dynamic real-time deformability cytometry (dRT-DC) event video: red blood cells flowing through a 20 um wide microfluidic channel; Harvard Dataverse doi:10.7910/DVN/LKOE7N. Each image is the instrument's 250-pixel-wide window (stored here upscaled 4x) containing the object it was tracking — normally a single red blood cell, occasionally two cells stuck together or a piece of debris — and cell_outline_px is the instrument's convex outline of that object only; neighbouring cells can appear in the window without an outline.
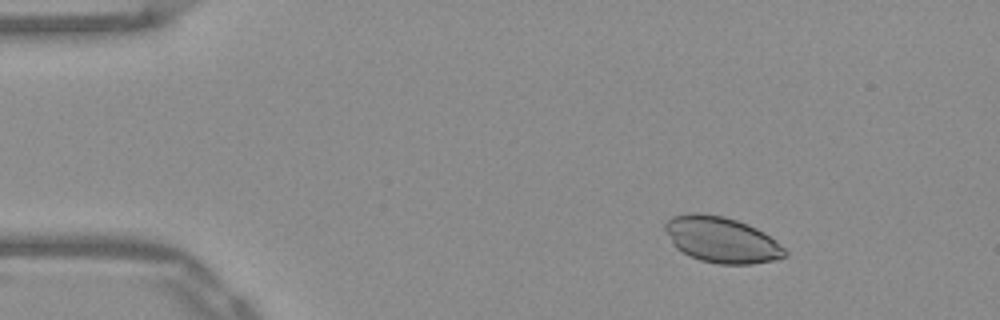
{"species": "Egyptian fruit bat (a non-hibernating species)", "species_latin": "Rousettus aegyptiacus", "temperature_condition": "warm", "stored_images_in_passage": 50, "camera_frame_rate_fps": 3000, "um_per_image_px": 0.085, "frame": {"image": 1, "passage_image": 5, "time_ms": 1.333, "image_size_px": [1000, 320], "cell_outline_px": [[788, 256], [772, 260], [752, 264], [716, 264], [700, 260], [688, 256], [676, 248], [664, 228], [664, 224], [672, 216], [692, 212], [696, 212], [724, 216], [748, 224], [764, 232], [784, 248], [788, 252]], "centroid_in_image_um": [61.32, 20.38], "position_along_channel_um": 23.7, "area_um2": 32.02}}
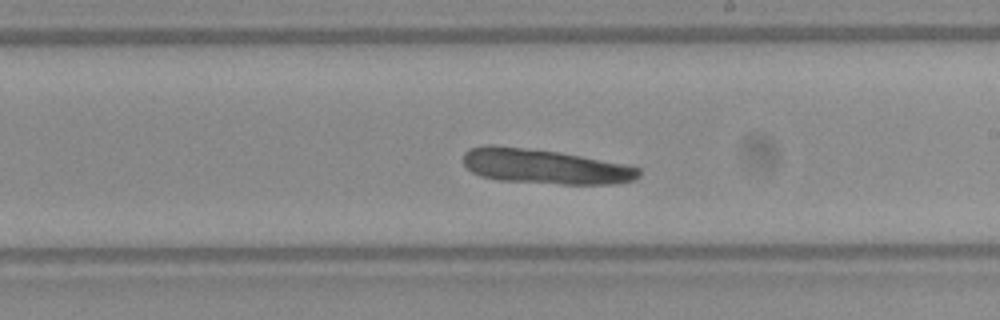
{"frame": {"image": 2, "passage_image": 28, "time_ms": 9.0, "image_size_px": [1000, 320], "cell_outline_px": [[640, 176], [636, 180], [616, 184], [560, 184], [500, 180], [480, 176], [472, 172], [464, 164], [464, 152], [468, 148], [488, 144], [560, 152], [628, 164], [640, 168]], "centroid_in_image_um": [46.35, 14.15], "position_along_channel_um": 242.7, "area_um2": 35.84}}
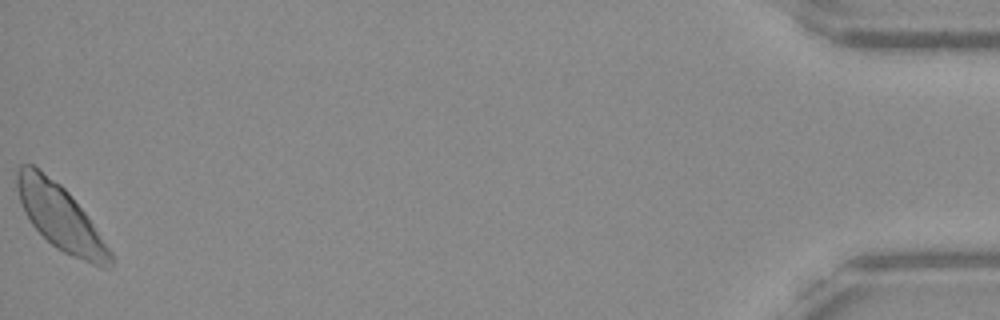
{"frame": {"image": 3, "passage_image": 50, "time_ms": 16.333, "image_size_px": [1000, 320], "cell_outline_px": [[112, 268], [100, 268], [72, 256], [56, 248], [32, 224], [24, 212], [16, 188], [16, 172], [20, 164], [32, 164], [60, 184], [68, 192], [84, 212], [112, 252]], "centroid_in_image_um": [5.12, 18.48], "position_along_channel_um": 430.1, "area_um2": 35.03}}